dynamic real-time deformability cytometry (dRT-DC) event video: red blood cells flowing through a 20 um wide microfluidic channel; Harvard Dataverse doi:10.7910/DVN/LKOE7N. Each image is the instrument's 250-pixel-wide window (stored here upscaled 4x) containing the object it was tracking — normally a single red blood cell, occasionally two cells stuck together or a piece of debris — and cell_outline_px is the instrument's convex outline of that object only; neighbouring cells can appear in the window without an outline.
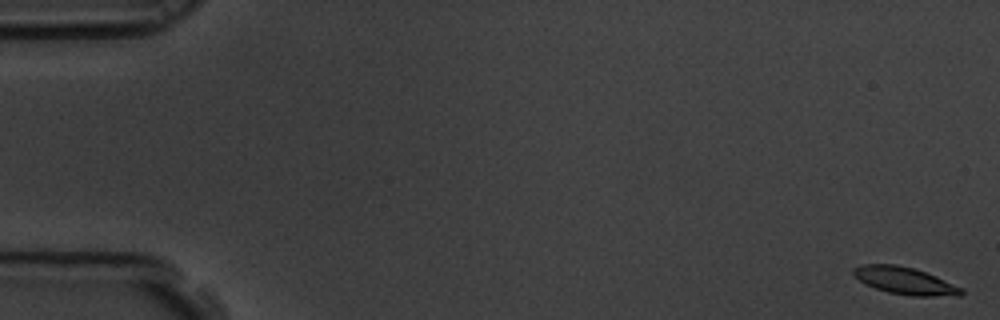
{"species": "common noctule bat (a hibernating species)", "species_latin": "Nyctalus noctula", "temperature_condition": "room temperature", "stored_images_in_passage": 61, "camera_frame_rate_fps": 3000, "um_per_image_px": 0.085, "animal": {"sex": "male", "body_mass_g": 19.5, "forearm_length_mm": 54.6}, "frame": {"image": 1, "passage_image": 1, "time_ms": 0.0, "image_size_px": [1000, 320], "cell_outline_px": [[964, 292], [960, 296], [912, 296], [888, 292], [864, 284], [852, 276], [852, 268], [860, 264], [896, 264], [912, 268], [936, 276], [964, 288]], "centroid_in_image_um": [76.89, 23.86], "position_along_channel_um": 8.1, "area_um2": 17.34}}
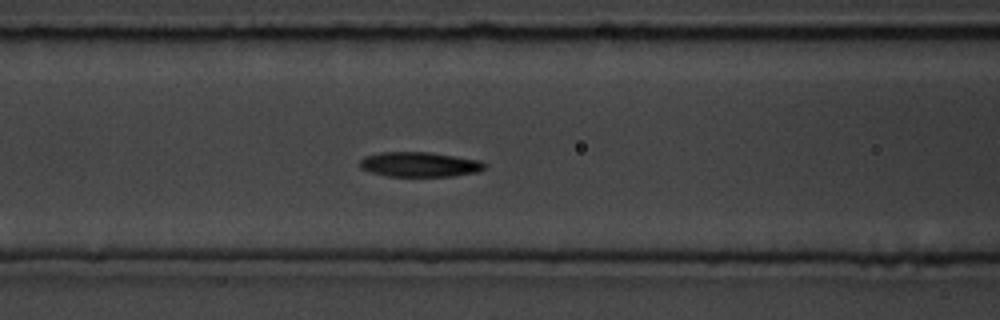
{"frame": {"image": 2, "passage_image": 25, "time_ms": 8.0, "image_size_px": [1000, 320], "cell_outline_px": [[488, 164], [484, 168], [476, 172], [452, 176], [388, 176], [368, 172], [360, 168], [360, 160], [364, 156], [380, 152], [428, 152], [480, 160]], "centroid_in_image_um": [35.63, 13.97], "position_along_channel_um": 131.0, "area_um2": 18.09}}
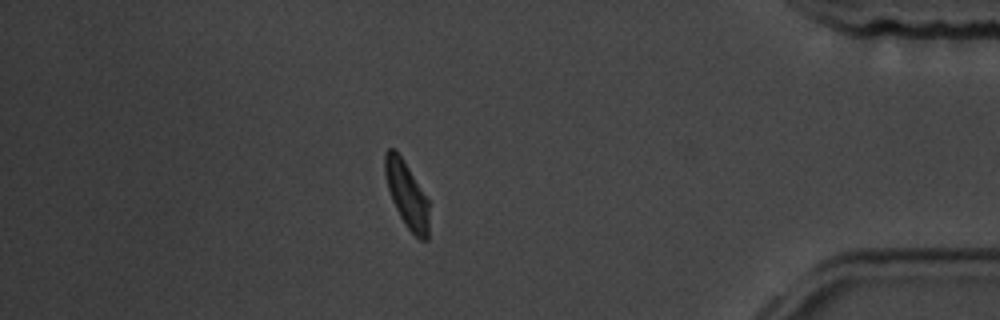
{"frame": {"image": 3, "passage_image": 52, "time_ms": 17.0, "image_size_px": [1000, 320], "cell_outline_px": [[428, 240], [420, 240], [408, 228], [400, 216], [392, 200], [388, 188], [384, 172], [384, 152], [388, 148], [392, 148], [404, 160], [428, 200]], "centroid_in_image_um": [34.56, 16.52], "position_along_channel_um": 400.6, "area_um2": 16.65}, "authors_computed_cell_mechanics": {"area_um2": 17.5134, "velocity_mm_per_s": 3.4265, "shape_relaxation_time_tau1_ms": 2.5898, "shape_relaxation_time_tau2_ms": null, "deformation_change_tau1": 0.1365, "deformation_change_tau2": null}}